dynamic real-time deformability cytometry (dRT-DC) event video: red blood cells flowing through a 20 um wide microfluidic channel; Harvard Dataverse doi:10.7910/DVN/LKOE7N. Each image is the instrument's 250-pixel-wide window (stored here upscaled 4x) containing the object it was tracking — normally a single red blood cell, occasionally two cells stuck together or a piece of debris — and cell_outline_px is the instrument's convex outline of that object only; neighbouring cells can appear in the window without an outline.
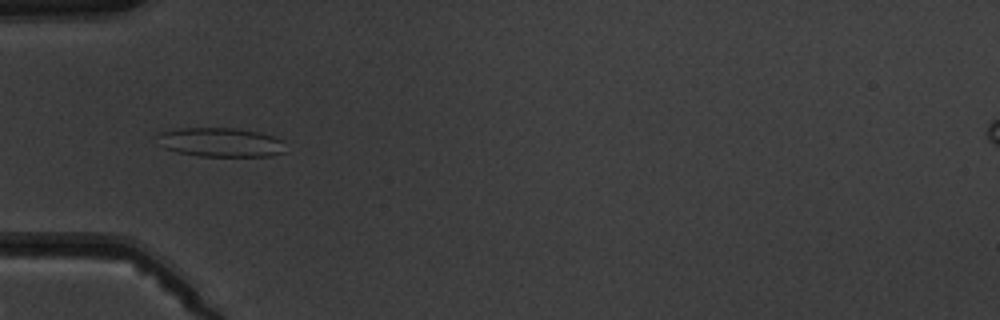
{"species": "common noctule bat (a hibernating species)", "species_latin": "Nyctalus noctula", "temperature_condition": "warm", "stored_images_in_passage": 7, "camera_frame_rate_fps": 3000, "um_per_image_px": 0.085, "animal": {"sex": "male", "body_mass_g": 19.5, "forearm_length_mm": 54.6}, "frame": {"image": 1, "passage_image": 6, "time_ms": 6.0, "image_size_px": [1000, 320], "cell_outline_px": [[284, 152], [268, 156], [196, 156], [176, 152], [164, 148], [156, 144], [156, 132], [176, 128], [236, 128], [260, 132], [284, 140]], "centroid_in_image_um": [18.66, 12.09], "position_along_channel_um": 66.3, "area_um2": 22.25}}